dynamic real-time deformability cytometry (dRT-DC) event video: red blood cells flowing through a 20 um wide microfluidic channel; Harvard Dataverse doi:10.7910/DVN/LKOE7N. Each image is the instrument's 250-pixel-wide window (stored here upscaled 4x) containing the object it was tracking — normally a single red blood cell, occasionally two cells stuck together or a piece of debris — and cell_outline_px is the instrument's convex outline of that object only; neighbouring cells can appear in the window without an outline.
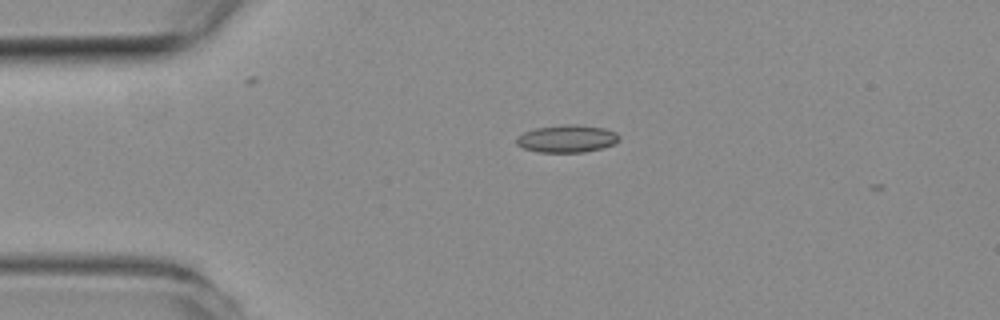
{"species": "common noctule bat (a hibernating species)", "species_latin": "Nyctalus noctula", "temperature_condition": "room temperature", "stored_images_in_passage": 3, "camera_frame_rate_fps": 3000, "um_per_image_px": 0.085, "animal": {"sex": "female", "body_mass_g": 19.3, "forearm_length_mm": 54.1}, "frame": {"image": 1, "passage_image": 1, "time_ms": 0.0, "image_size_px": [1000, 320], "cell_outline_px": [[620, 140], [616, 144], [584, 152], [540, 152], [524, 148], [516, 144], [516, 140], [524, 132], [536, 128], [564, 124], [576, 124], [604, 128], [616, 132], [620, 136]], "centroid_in_image_um": [48.24, 11.78], "position_along_channel_um": 36.8, "area_um2": 16.42}}